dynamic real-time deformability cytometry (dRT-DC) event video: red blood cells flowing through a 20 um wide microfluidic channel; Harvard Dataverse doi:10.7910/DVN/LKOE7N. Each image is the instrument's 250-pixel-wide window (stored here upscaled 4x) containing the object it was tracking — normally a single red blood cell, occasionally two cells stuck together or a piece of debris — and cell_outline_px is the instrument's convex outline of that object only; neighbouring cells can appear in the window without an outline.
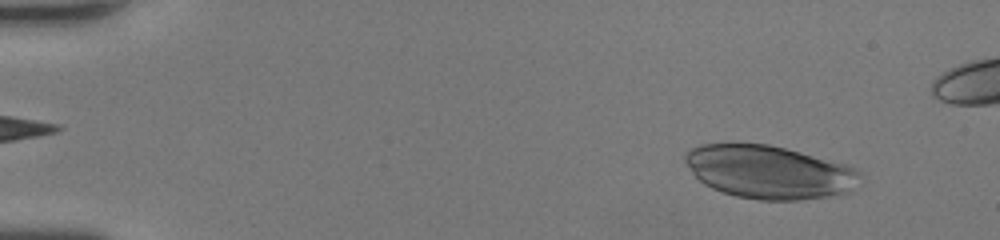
{"species": "human", "species_latin": "Homo sapiens", "temperature_condition": "room temperature", "stored_images_in_passage": 46, "camera_frame_rate_fps": 3000, "um_per_image_px": 0.085, "donor": {"sex": "female"}, "frame": {"image": 1, "passage_image": 4, "time_ms": 1.0, "image_size_px": [1000, 240], "cell_outline_px": [[860, 176], [848, 192], [828, 196], [800, 200], [760, 200], [736, 196], [712, 188], [704, 184], [692, 172], [684, 160], [684, 156], [688, 148], [700, 144], [768, 144], [800, 152], [844, 164], [856, 168], [860, 172]], "centroid_in_image_um": [65.33, 14.62], "position_along_channel_um": 19.7, "area_um2": 53.7}}